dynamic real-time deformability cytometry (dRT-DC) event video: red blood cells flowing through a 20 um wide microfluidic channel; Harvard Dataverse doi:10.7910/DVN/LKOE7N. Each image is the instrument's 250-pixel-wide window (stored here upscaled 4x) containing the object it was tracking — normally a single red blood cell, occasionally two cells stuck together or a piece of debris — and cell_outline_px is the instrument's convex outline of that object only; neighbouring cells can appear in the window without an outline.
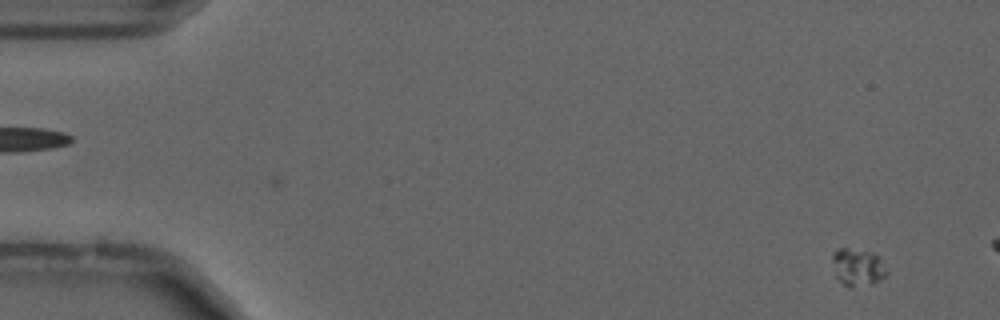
{"species": "common noctule bat (a hibernating species)", "species_latin": "Nyctalus noctula", "temperature_condition": "cold", "stored_images_in_passage": 11, "camera_frame_rate_fps": 3000, "um_per_image_px": 0.085, "animal": {"sex": "male", "forearm_length_mm": 52.5}, "frame": {"image": 1, "passage_image": 5, "time_ms": 1.333, "image_size_px": [1000, 320], "cell_outline_px": [[888, 272], [880, 280], [872, 284], [852, 288], [848, 288], [836, 276], [832, 260], [832, 252], [840, 248], [848, 248], [864, 252], [876, 256], [880, 260]], "centroid_in_image_um": [72.87, 22.75], "position_along_channel_um": 12.1, "area_um2": 11.56}}